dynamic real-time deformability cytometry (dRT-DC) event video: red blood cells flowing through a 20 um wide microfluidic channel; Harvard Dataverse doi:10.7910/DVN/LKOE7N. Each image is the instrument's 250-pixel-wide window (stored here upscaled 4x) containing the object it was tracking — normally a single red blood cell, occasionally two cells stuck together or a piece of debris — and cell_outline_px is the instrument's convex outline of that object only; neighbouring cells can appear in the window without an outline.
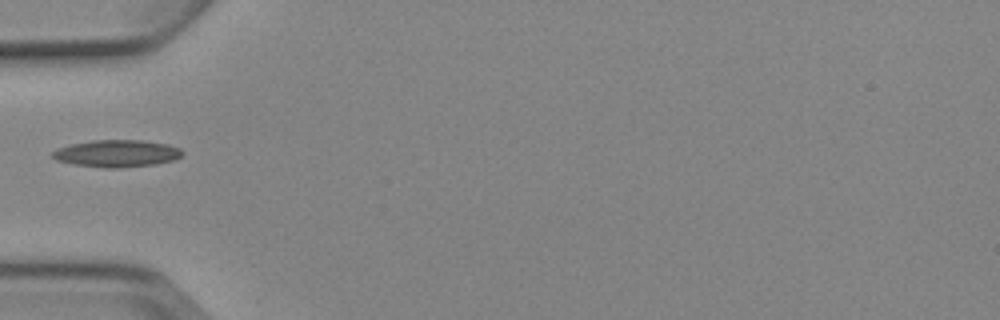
{"species": "Egyptian fruit bat (a non-hibernating species)", "species_latin": "Rousettus aegyptiacus", "temperature_condition": "cold", "stored_images_in_passage": 6, "segment_of_instrument_passage": [2, 2], "camera_frame_rate_fps": 3000, "um_per_image_px": 0.085, "animal": {"sex": "female"}, "frame": {"image": 1, "passage_image": 5, "time_ms": 5.667, "image_size_px": [1000, 320], "cell_outline_px": [[184, 152], [176, 160], [156, 164], [116, 168], [104, 168], [72, 164], [56, 160], [52, 156], [52, 152], [56, 148], [72, 144], [92, 140], [140, 140], [168, 144], [180, 148]], "centroid_in_image_um": [9.93, 13.04], "position_along_channel_um": 75.1, "area_um2": 20.63}}
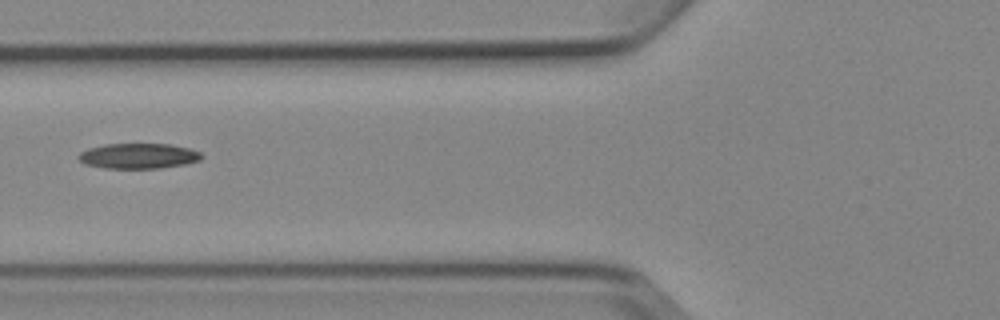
{"frame": {"image": 2, "passage_image": 6, "time_ms": 6.667, "image_size_px": [1000, 320], "cell_outline_px": [[204, 156], [200, 160], [184, 164], [160, 168], [104, 168], [84, 164], [76, 156], [80, 152], [88, 148], [104, 144], [172, 144], [192, 148], [200, 152]], "centroid_in_image_um": [11.77, 13.25], "position_along_channel_um": 114.0, "area_um2": 18.32}}